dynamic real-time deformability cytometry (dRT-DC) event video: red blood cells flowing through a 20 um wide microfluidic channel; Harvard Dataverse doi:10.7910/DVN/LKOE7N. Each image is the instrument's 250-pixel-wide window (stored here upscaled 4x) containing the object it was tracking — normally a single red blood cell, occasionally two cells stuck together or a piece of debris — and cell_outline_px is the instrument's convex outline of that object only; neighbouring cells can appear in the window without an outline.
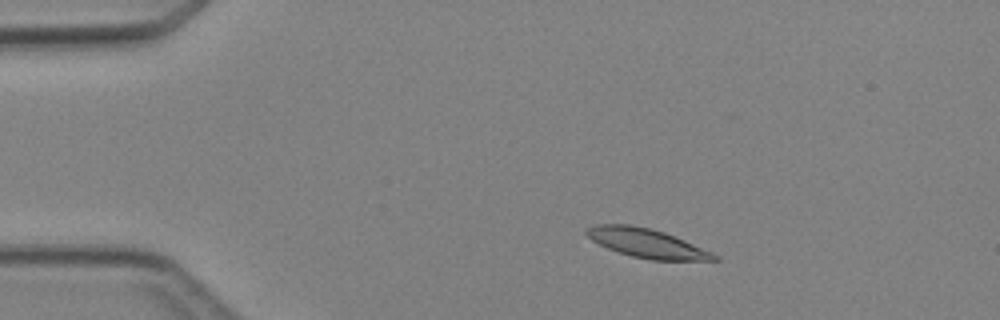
{"species": "Egyptian fruit bat (a non-hibernating species)", "species_latin": "Rousettus aegyptiacus", "temperature_condition": "cold", "stored_images_in_passage": 4, "camera_frame_rate_fps": 3000, "um_per_image_px": 0.085, "animal": {"sex": "female"}, "frame": {"image": 1, "passage_image": 2, "time_ms": 1.333, "image_size_px": [1000, 320], "cell_outline_px": [[720, 260], [652, 260], [632, 256], [608, 248], [592, 240], [584, 232], [588, 228], [596, 224], [628, 224], [648, 228], [664, 232], [684, 240], [712, 252], [720, 256]], "centroid_in_image_um": [55.0, 20.67], "position_along_channel_um": 30.0, "area_um2": 21.27}}
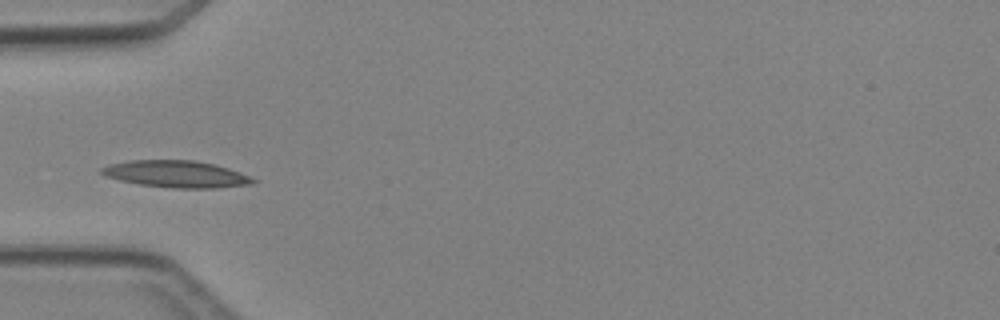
{"frame": {"image": 2, "passage_image": 4, "time_ms": 3.667, "image_size_px": [1000, 320], "cell_outline_px": [[256, 180], [252, 184], [216, 188], [176, 188], [140, 184], [120, 180], [104, 176], [100, 172], [100, 168], [108, 164], [128, 160], [196, 160], [216, 164], [240, 172]], "centroid_in_image_um": [14.95, 14.78], "position_along_channel_um": 70.0, "area_um2": 23.76}}